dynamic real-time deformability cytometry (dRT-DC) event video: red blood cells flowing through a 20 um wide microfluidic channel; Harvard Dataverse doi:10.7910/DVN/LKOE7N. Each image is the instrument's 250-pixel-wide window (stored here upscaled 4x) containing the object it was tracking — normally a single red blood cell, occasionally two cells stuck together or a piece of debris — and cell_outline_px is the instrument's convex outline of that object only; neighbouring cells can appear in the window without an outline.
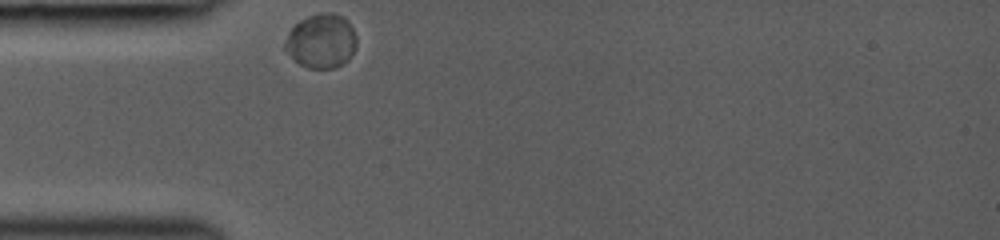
{"species": "common noctule bat (a hibernating species)", "species_latin": "Nyctalus noctula", "temperature_condition": "room temperature", "stored_images_in_passage": 6, "camera_frame_rate_fps": 3000, "um_per_image_px": 0.085, "animal": {"sex": "female", "body_mass_g": 19.0, "forearm_length_mm": 53.3}, "frame": {"image": 1, "passage_image": 1, "time_ms": 0.0, "image_size_px": [1000, 240], "cell_outline_px": [[356, 48], [348, 60], [336, 68], [308, 68], [300, 64], [284, 48], [284, 44], [288, 32], [292, 24], [308, 16], [324, 12], [332, 12], [344, 16], [348, 20], [356, 36]], "centroid_in_image_um": [27.32, 3.46], "position_along_channel_um": 57.7, "area_um2": 22.83}}
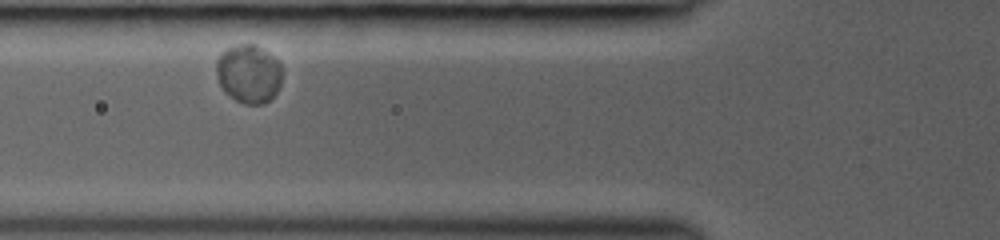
{"frame": {"image": 2, "passage_image": 3, "time_ms": 1.333, "image_size_px": [1000, 240], "cell_outline_px": [[280, 84], [276, 92], [264, 104], [244, 104], [236, 100], [220, 84], [216, 76], [216, 60], [228, 48], [236, 44], [252, 44], [268, 52], [280, 64]], "centroid_in_image_um": [21.13, 6.26], "position_along_channel_um": 104.7, "area_um2": 21.91}}
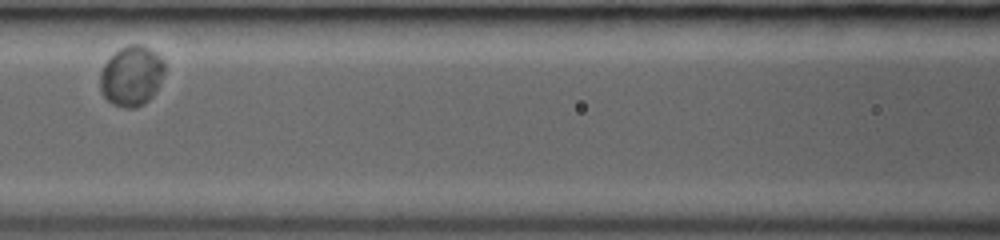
{"frame": {"image": 3, "passage_image": 5, "time_ms": 2.667, "image_size_px": [1000, 240], "cell_outline_px": [[164, 72], [152, 96], [144, 104], [136, 108], [124, 108], [112, 104], [100, 92], [100, 72], [104, 64], [120, 48], [128, 44], [140, 44], [156, 52], [164, 60]], "centroid_in_image_um": [11.16, 6.46], "position_along_channel_um": 155.4, "area_um2": 22.54}}